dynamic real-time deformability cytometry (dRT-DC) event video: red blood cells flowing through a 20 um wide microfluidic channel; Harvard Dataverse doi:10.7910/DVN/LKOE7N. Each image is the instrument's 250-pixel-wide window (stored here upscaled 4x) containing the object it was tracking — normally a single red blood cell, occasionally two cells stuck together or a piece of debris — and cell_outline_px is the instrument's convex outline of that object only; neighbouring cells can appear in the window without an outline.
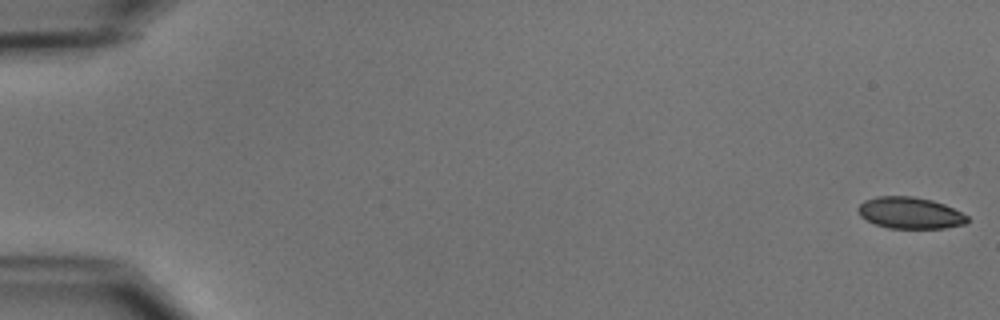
{"species": "common noctule bat (a hibernating species)", "species_latin": "Nyctalus noctula", "temperature_condition": "cold", "stored_images_in_passage": 54, "camera_frame_rate_fps": 3000, "um_per_image_px": 0.085, "animal": {"sex": "male", "body_mass_g": 15.6}, "frame": {"image": 1, "passage_image": 1, "time_ms": 0.0, "image_size_px": [1000, 320], "cell_outline_px": [[968, 224], [944, 228], [888, 228], [876, 224], [860, 216], [856, 208], [864, 200], [876, 196], [912, 196], [932, 200], [944, 204], [968, 216]], "centroid_in_image_um": [77.35, 18.09], "position_along_channel_um": 7.7, "area_um2": 20.11}}
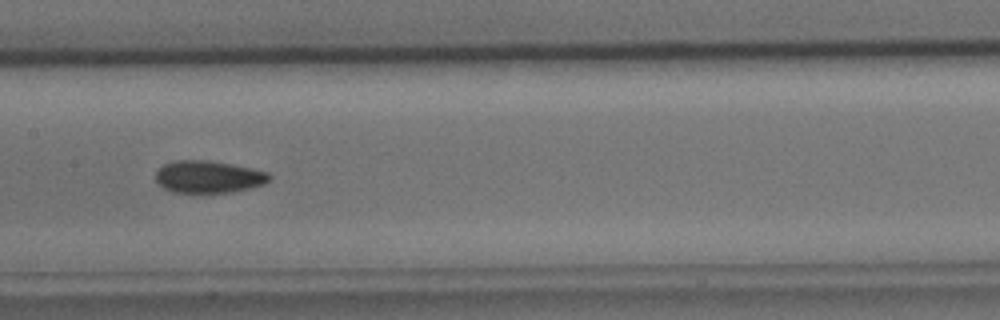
{"frame": {"image": 2, "passage_image": 28, "time_ms": 9.0, "image_size_px": [1000, 320], "cell_outline_px": [[272, 176], [264, 184], [248, 188], [228, 192], [172, 192], [164, 188], [156, 180], [156, 172], [164, 164], [176, 160], [208, 160], [232, 164], [252, 168], [268, 172]], "centroid_in_image_um": [17.72, 15.01], "position_along_channel_um": 189.7, "area_um2": 21.15}}
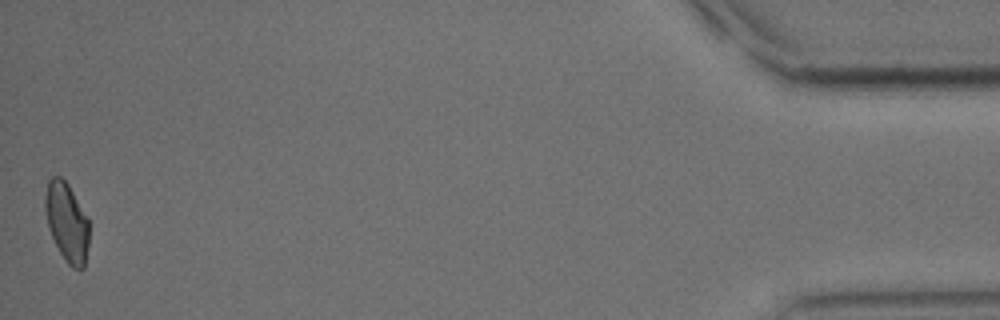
{"frame": {"image": 3, "passage_image": 54, "time_ms": 17.667, "image_size_px": [1000, 320], "cell_outline_px": [[88, 244], [84, 268], [72, 268], [68, 264], [60, 252], [48, 228], [44, 208], [44, 196], [48, 180], [52, 176], [60, 176], [68, 184], [88, 220]], "centroid_in_image_um": [5.65, 18.86], "position_along_channel_um": 429.6, "area_um2": 20.0}, "authors_computed_cell_mechanics": {"area_um2": 21.0103, "velocity_mm_per_s": 3.7538, "shape_relaxation_time_tau1_ms": 6.902, "shape_relaxation_time_tau2_ms": 3.0184, "deformation_change_tau1": 0.1165, "deformation_change_tau2": 0.0825}}